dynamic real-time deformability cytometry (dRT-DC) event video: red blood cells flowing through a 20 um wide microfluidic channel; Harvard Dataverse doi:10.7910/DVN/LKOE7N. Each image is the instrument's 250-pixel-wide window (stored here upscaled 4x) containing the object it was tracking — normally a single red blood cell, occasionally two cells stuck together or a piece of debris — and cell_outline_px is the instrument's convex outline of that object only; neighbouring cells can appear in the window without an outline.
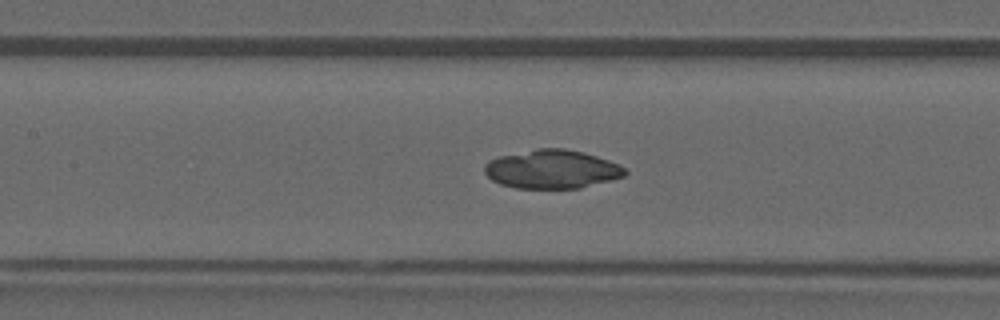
{"species": "common noctule bat (a hibernating species)", "species_latin": "Nyctalus noctula", "temperature_condition": "warm", "stored_images_in_passage": 45, "camera_frame_rate_fps": 3000, "um_per_image_px": 0.085, "animal": {"sex": "male", "forearm_length_mm": 52.5}, "frame": {"image": 1, "passage_image": 21, "time_ms": 6.667, "image_size_px": [1000, 320], "cell_outline_px": [[628, 172], [624, 176], [612, 180], [580, 188], [516, 188], [500, 184], [492, 180], [484, 172], [484, 164], [488, 160], [500, 156], [536, 148], [564, 148], [584, 152], [620, 164]], "centroid_in_image_um": [46.91, 14.38], "position_along_channel_um": 160.5, "area_um2": 31.79}}
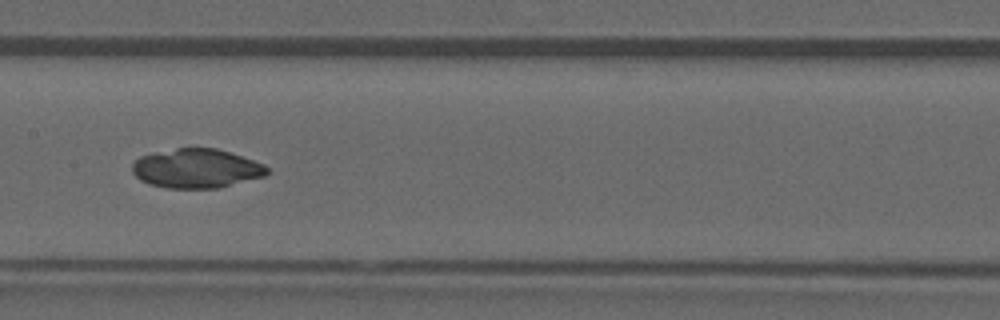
{"frame": {"image": 2, "passage_image": 23, "time_ms": 7.333, "image_size_px": [1000, 320], "cell_outline_px": [[272, 172], [264, 176], [220, 188], [168, 188], [148, 184], [140, 180], [132, 172], [132, 164], [140, 156], [176, 148], [216, 148], [264, 164]], "centroid_in_image_um": [16.7, 14.33], "position_along_channel_um": 190.7, "area_um2": 30.75}}